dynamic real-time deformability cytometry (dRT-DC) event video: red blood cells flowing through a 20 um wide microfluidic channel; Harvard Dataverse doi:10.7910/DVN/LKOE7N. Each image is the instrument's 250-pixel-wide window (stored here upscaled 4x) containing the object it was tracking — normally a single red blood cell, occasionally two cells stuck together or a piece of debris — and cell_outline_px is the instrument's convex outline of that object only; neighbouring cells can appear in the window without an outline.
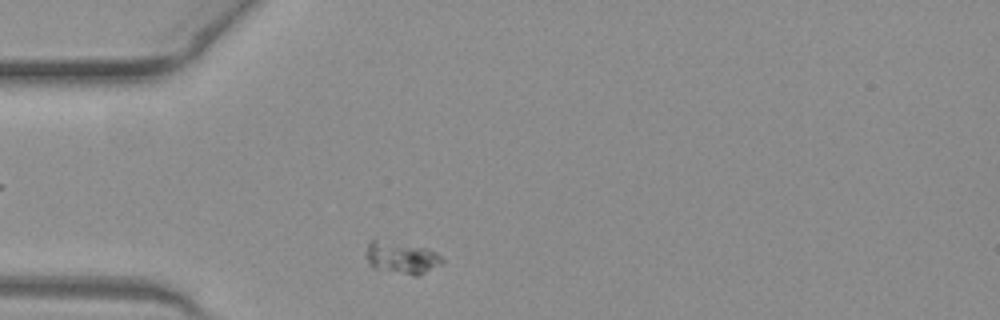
{"species": "common noctule bat (a hibernating species)", "species_latin": "Nyctalus noctula", "temperature_condition": "warm", "stored_images_in_passage": 40, "camera_frame_rate_fps": 3000, "um_per_image_px": 0.085, "animal": {"sex": "female", "body_mass_g": 19.3, "forearm_length_mm": 54.1}, "frame": {"image": 1, "passage_image": 2, "time_ms": 0.333, "image_size_px": [1000, 320], "cell_outline_px": [[444, 264], [416, 276], [372, 268], [368, 264], [368, 240], [376, 236], [428, 248], [436, 252], [444, 260]], "centroid_in_image_um": [34.13, 21.84], "position_along_channel_um": 50.9, "area_um2": 14.85}}
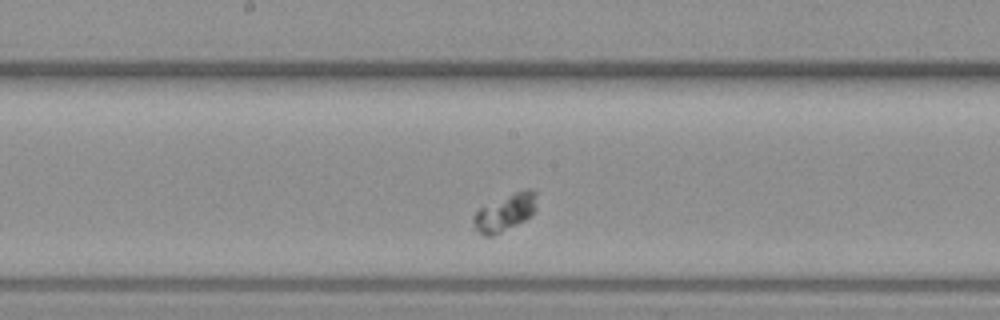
{"frame": {"image": 2, "passage_image": 15, "time_ms": 4.667, "image_size_px": [1000, 320], "cell_outline_px": [[536, 208], [524, 220], [492, 236], [484, 236], [476, 228], [472, 220], [472, 216], [480, 208], [516, 192], [528, 188], [532, 188], [536, 192]], "centroid_in_image_um": [42.93, 18.05], "position_along_channel_um": 205.3, "area_um2": 13.12}}
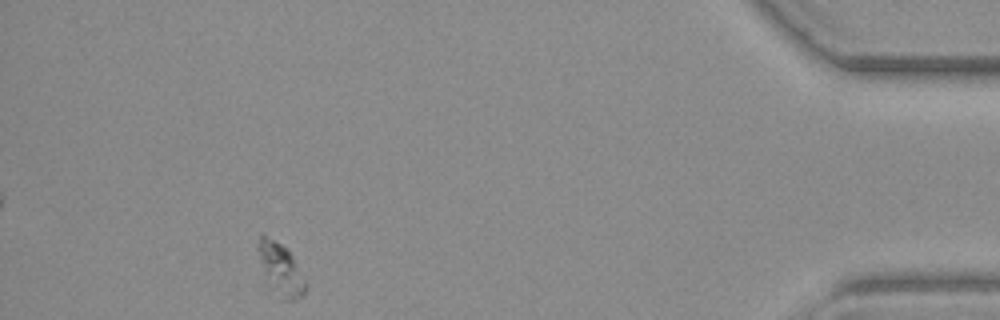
{"frame": {"image": 3, "passage_image": 36, "time_ms": 11.667, "image_size_px": [1000, 320], "cell_outline_px": [[304, 296], [296, 300], [280, 300], [260, 260], [256, 248], [256, 244], [260, 232], [264, 232], [288, 248], [304, 280]], "centroid_in_image_um": [23.83, 22.78], "position_along_channel_um": 411.4, "area_um2": 13.99}}